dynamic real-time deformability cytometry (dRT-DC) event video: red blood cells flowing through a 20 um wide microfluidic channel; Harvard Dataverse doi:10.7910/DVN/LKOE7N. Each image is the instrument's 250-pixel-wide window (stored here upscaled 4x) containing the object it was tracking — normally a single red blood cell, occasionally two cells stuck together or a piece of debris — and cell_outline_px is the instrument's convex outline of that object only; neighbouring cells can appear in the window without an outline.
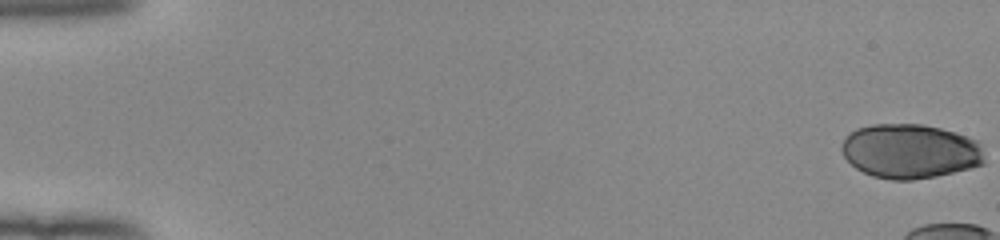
{"species": "human", "species_latin": "Homo sapiens", "temperature_condition": "room temperature", "stored_images_in_passage": 12, "camera_frame_rate_fps": 3000, "um_per_image_px": 0.085, "donor": {"sex": "female"}, "frame": {"image": 1, "passage_image": 1, "time_ms": 0.0, "image_size_px": [1000, 240], "cell_outline_px": [[984, 164], [936, 176], [912, 180], [892, 180], [872, 176], [856, 168], [844, 156], [840, 148], [848, 132], [856, 128], [872, 124], [920, 124], [940, 128], [956, 132], [968, 136], [976, 140], [980, 144], [984, 160]], "centroid_in_image_um": [77.34, 12.84], "position_along_channel_um": 7.7, "area_um2": 45.37}}